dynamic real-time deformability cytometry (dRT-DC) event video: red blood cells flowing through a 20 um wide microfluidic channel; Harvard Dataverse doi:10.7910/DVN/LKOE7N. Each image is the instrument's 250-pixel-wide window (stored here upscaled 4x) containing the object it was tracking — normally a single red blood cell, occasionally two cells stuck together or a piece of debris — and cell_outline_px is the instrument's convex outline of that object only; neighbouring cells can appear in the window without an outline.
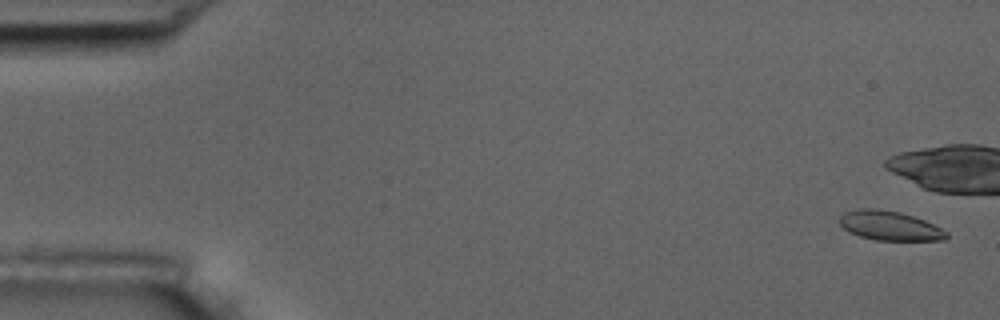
{"species": "common noctule bat (a hibernating species)", "species_latin": "Nyctalus noctula", "temperature_condition": "room temperature", "stored_images_in_passage": 11, "camera_frame_rate_fps": 3000, "um_per_image_px": 0.085, "animal": {"sex": "male", "body_mass_g": 17.5, "forearm_length_mm": 52.3}, "frame": {"image": 1, "passage_image": 1, "time_ms": 0.0, "image_size_px": [1000, 320], "cell_outline_px": [[948, 236], [944, 240], [876, 240], [860, 236], [848, 232], [840, 224], [840, 216], [844, 212], [860, 208], [880, 208], [900, 212], [924, 220], [948, 232]], "centroid_in_image_um": [75.6, 19.18], "position_along_channel_um": 9.4, "area_um2": 18.26}}